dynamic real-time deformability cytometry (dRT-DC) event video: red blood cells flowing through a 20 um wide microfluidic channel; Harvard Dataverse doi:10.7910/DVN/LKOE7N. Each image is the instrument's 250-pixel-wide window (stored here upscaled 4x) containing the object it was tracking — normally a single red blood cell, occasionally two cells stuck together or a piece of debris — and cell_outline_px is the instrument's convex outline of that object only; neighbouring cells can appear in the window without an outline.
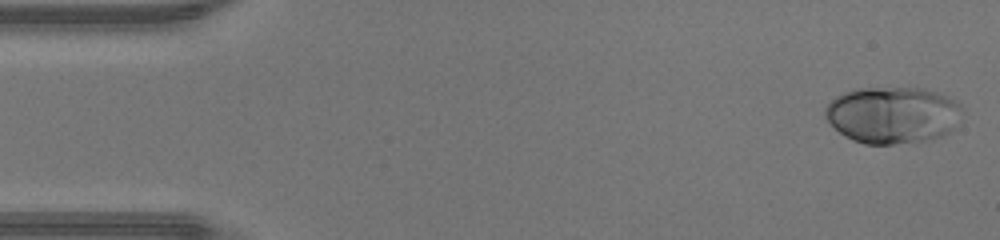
{"species": "human", "species_latin": "Homo sapiens", "temperature_condition": "warm", "stored_images_in_passage": 11, "camera_frame_rate_fps": 3000, "um_per_image_px": 0.085, "donor": {"sex": "male"}, "frame": {"image": 1, "passage_image": 1, "time_ms": 0.0, "image_size_px": [1000, 240], "cell_outline_px": [[960, 108], [952, 128], [944, 136], [924, 140], [892, 144], [864, 144], [852, 140], [840, 132], [824, 116], [824, 108], [836, 96], [844, 92], [856, 88], [924, 88], [940, 92], [956, 100], [960, 104]], "centroid_in_image_um": [75.84, 9.75], "position_along_channel_um": 9.2, "area_um2": 45.03}}